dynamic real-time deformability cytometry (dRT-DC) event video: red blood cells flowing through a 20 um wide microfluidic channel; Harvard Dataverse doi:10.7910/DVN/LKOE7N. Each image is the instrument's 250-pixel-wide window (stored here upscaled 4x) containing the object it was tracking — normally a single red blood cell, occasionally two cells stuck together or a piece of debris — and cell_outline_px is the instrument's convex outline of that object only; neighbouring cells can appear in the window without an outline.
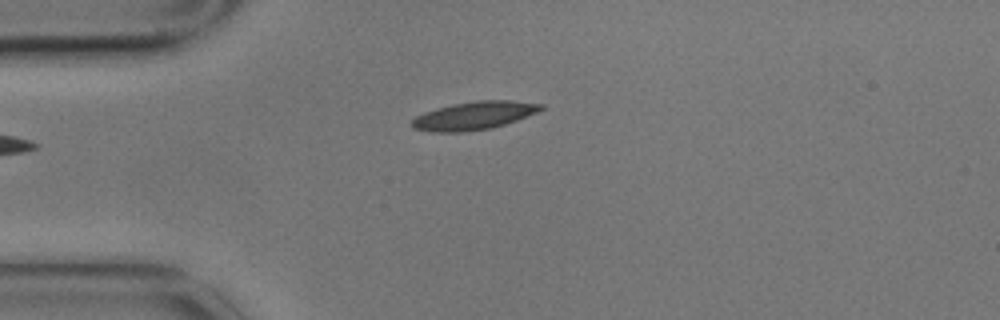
{"species": "common noctule bat (a hibernating species)", "species_latin": "Nyctalus noctula", "temperature_condition": "cold", "stored_images_in_passage": 3, "camera_frame_rate_fps": 3000, "um_per_image_px": 0.085, "animal": {"sex": "male", "body_mass_g": 17.9}, "frame": {"image": 1, "passage_image": 3, "time_ms": 0.667, "image_size_px": [1000, 320], "cell_outline_px": [[544, 108], [536, 112], [516, 120], [492, 128], [460, 132], [432, 132], [412, 128], [408, 124], [416, 116], [424, 112], [436, 108], [452, 104], [476, 100], [512, 100], [544, 104]], "centroid_in_image_um": [40.25, 9.82], "position_along_channel_um": 44.8, "area_um2": 21.21}}